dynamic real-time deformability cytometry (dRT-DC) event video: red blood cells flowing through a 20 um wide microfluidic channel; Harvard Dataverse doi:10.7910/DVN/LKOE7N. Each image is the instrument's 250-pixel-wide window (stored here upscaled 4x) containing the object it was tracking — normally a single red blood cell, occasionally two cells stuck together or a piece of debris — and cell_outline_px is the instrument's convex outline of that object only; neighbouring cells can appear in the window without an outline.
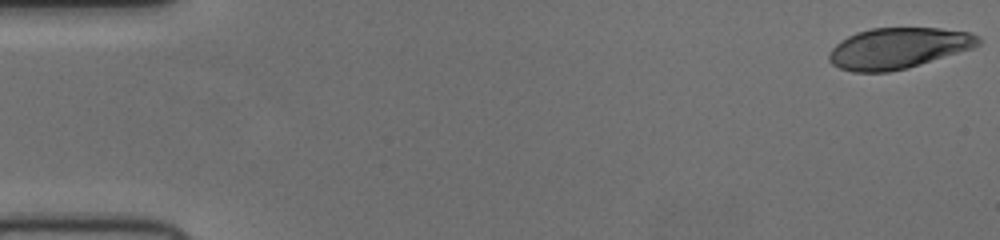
{"species": "human", "species_latin": "Homo sapiens", "temperature_condition": "cold", "stored_images_in_passage": 53, "camera_frame_rate_fps": 3000, "um_per_image_px": 0.085, "donor": {"sex": "female"}, "frame": {"image": 1, "passage_image": 1, "time_ms": 0.0, "image_size_px": [1000, 240], "cell_outline_px": [[980, 44], [972, 48], [908, 68], [888, 72], [852, 72], [840, 68], [832, 64], [828, 60], [828, 52], [840, 40], [856, 32], [872, 28], [940, 28], [968, 32], [980, 36]], "centroid_in_image_um": [76.31, 4.1], "position_along_channel_um": 8.7, "area_um2": 35.6}}
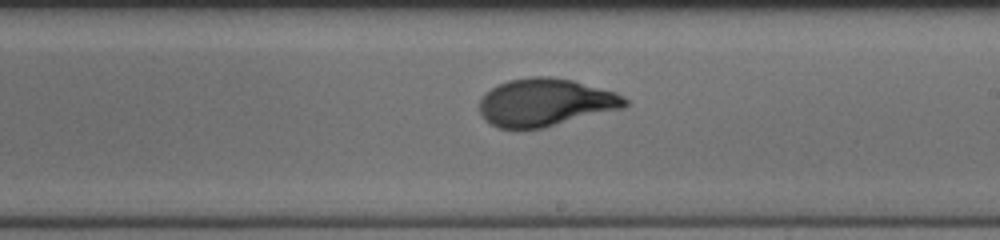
{"frame": {"image": 2, "passage_image": 31, "time_ms": 10.0, "image_size_px": [1000, 240], "cell_outline_px": [[628, 104], [624, 108], [544, 128], [496, 128], [488, 124], [484, 120], [480, 112], [480, 100], [484, 92], [496, 84], [508, 80], [532, 76], [548, 76], [572, 80], [616, 92], [624, 96], [628, 100]], "centroid_in_image_um": [46.34, 8.7], "position_along_channel_um": 242.7, "area_um2": 40.86}}
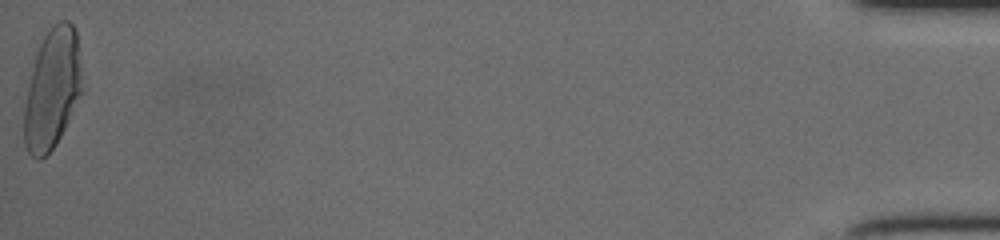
{"frame": {"image": 3, "passage_image": 53, "time_ms": 17.333, "image_size_px": [1000, 240], "cell_outline_px": [[84, 92], [56, 144], [40, 160], [36, 160], [28, 152], [24, 144], [24, 108], [28, 88], [36, 52], [44, 36], [52, 24], [60, 20], [68, 20], [72, 24], [76, 32]], "centroid_in_image_um": [4.46, 7.57], "position_along_channel_um": 430.7, "area_um2": 40.75}}